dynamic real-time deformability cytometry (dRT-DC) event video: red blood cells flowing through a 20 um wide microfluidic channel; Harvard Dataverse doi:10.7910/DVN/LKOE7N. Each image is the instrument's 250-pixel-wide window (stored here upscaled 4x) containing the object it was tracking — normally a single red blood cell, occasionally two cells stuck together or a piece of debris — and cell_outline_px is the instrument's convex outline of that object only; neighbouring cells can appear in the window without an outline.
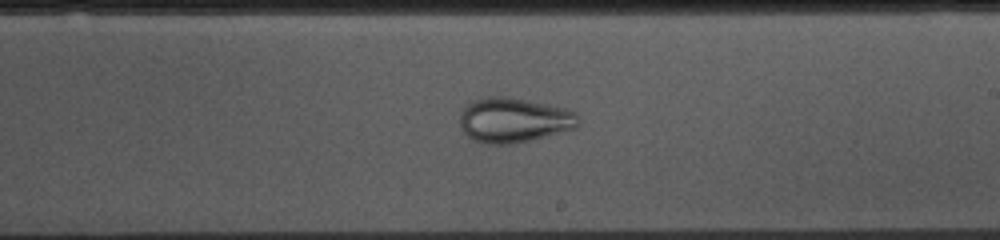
{"species": "common noctule bat (a hibernating species)", "species_latin": "Nyctalus noctula", "temperature_condition": "cold", "stored_images_in_passage": 49, "camera_frame_rate_fps": 3000, "um_per_image_px": 0.085, "animal": {"sex": "female", "body_mass_g": 10.0, "forearm_length_mm": 53.1}, "frame": {"image": 1, "passage_image": 26, "time_ms": 8.333, "image_size_px": [1000, 240], "cell_outline_px": [[580, 124], [576, 128], [512, 144], [484, 144], [472, 140], [464, 132], [460, 124], [460, 112], [468, 104], [476, 100], [488, 96], [504, 96], [564, 108], [576, 112], [580, 116]], "centroid_in_image_um": [43.67, 10.22], "position_along_channel_um": 245.3, "area_um2": 30.75}}
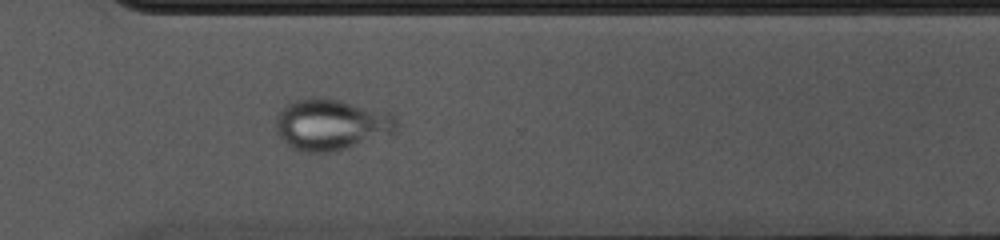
{"frame": {"image": 2, "passage_image": 34, "time_ms": 11.0, "image_size_px": [1000, 240], "cell_outline_px": [[396, 132], [344, 148], [328, 152], [308, 152], [292, 148], [276, 132], [276, 116], [280, 108], [284, 104], [296, 100], [340, 100], [388, 112], [396, 120]], "centroid_in_image_um": [28.11, 10.6], "position_along_channel_um": 342.5, "area_um2": 35.03}}
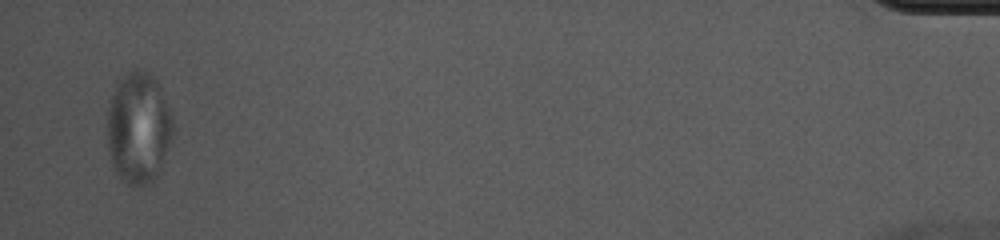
{"frame": {"image": 3, "passage_image": 48, "time_ms": 15.667, "image_size_px": [1000, 240], "cell_outline_px": [[172, 136], [156, 176], [152, 180], [144, 184], [128, 184], [116, 172], [112, 164], [108, 148], [108, 108], [116, 84], [124, 72], [128, 68], [140, 68], [152, 76], [156, 80], [168, 108], [172, 120]], "centroid_in_image_um": [11.74, 10.8], "position_along_channel_um": 423.5, "area_um2": 41.85}}